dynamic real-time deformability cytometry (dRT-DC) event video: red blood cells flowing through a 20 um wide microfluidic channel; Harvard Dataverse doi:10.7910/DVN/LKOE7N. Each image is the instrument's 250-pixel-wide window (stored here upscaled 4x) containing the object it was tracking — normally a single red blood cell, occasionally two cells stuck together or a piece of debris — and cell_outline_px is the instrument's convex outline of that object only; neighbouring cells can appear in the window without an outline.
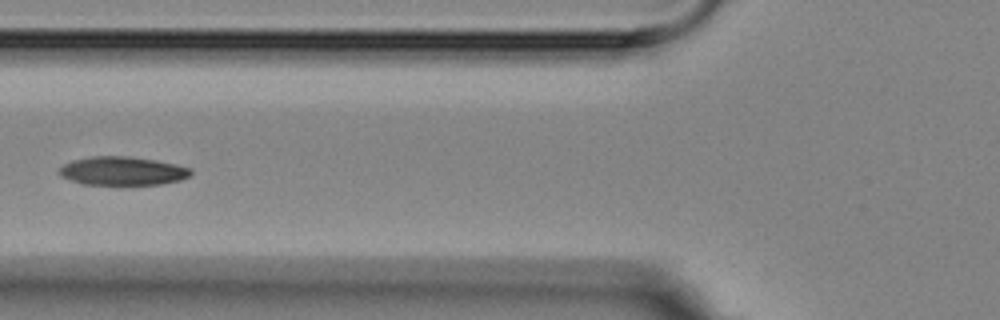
{"species": "Egyptian fruit bat (a non-hibernating species)", "species_latin": "Rousettus aegyptiacus", "temperature_condition": "room temperature", "stored_images_in_passage": 5, "camera_frame_rate_fps": 3000, "um_per_image_px": 0.085, "animal": {"sex": "female"}, "frame": {"image": 1, "passage_image": 4, "time_ms": 4.333, "image_size_px": [1000, 320], "cell_outline_px": [[192, 172], [188, 176], [180, 180], [160, 184], [84, 184], [60, 176], [60, 168], [64, 164], [72, 160], [92, 156], [128, 156], [156, 160], [176, 164], [192, 168]], "centroid_in_image_um": [10.43, 14.52], "position_along_channel_um": 115.4, "area_um2": 21.73}}
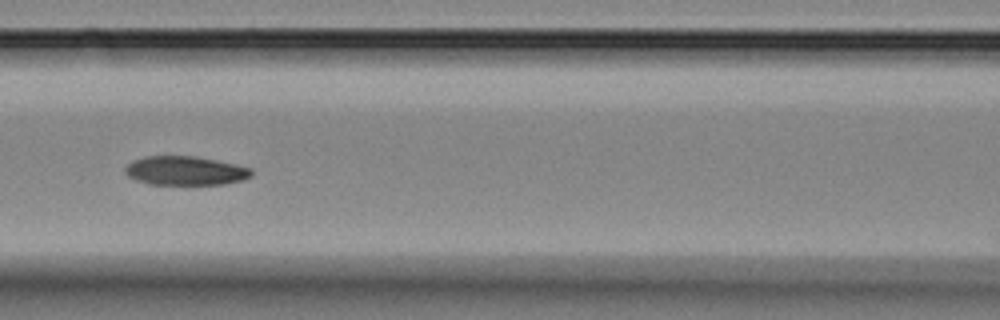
{"frame": {"image": 2, "passage_image": 5, "time_ms": 5.333, "image_size_px": [1000, 320], "cell_outline_px": [[252, 176], [244, 180], [224, 184], [148, 184], [136, 180], [128, 176], [124, 172], [124, 168], [132, 160], [144, 156], [196, 156], [236, 164], [252, 168]], "centroid_in_image_um": [15.75, 14.51], "position_along_channel_um": 150.8, "area_um2": 21.5}}